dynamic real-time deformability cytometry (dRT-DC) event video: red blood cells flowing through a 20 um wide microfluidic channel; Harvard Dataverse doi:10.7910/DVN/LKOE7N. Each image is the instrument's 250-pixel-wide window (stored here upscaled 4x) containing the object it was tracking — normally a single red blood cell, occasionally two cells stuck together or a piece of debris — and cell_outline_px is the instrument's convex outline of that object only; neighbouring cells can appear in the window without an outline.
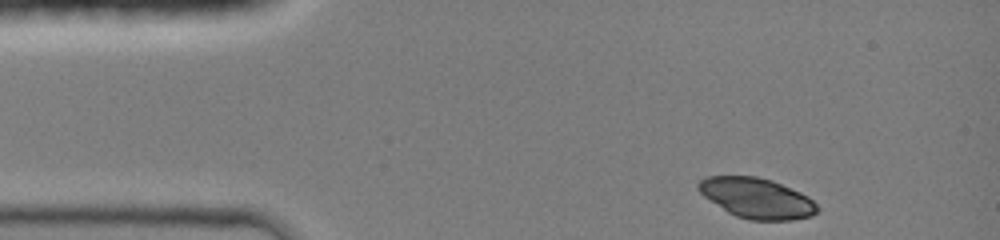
{"species": "common noctule bat (a hibernating species)", "species_latin": "Nyctalus noctula", "temperature_condition": "room temperature", "stored_images_in_passage": 13, "camera_frame_rate_fps": 3000, "um_per_image_px": 0.085, "animal": {"sex": "female", "body_mass_g": 19.0, "forearm_length_mm": 51.5}, "frame": {"image": 1, "passage_image": 1, "time_ms": 0.0, "image_size_px": [1000, 240], "cell_outline_px": [[820, 208], [812, 216], [792, 220], [748, 220], [736, 216], [728, 212], [704, 196], [696, 188], [696, 184], [704, 176], [756, 176], [772, 180], [800, 192], [808, 196]], "centroid_in_image_um": [64.31, 16.83], "position_along_channel_um": 20.7, "area_um2": 27.98}}